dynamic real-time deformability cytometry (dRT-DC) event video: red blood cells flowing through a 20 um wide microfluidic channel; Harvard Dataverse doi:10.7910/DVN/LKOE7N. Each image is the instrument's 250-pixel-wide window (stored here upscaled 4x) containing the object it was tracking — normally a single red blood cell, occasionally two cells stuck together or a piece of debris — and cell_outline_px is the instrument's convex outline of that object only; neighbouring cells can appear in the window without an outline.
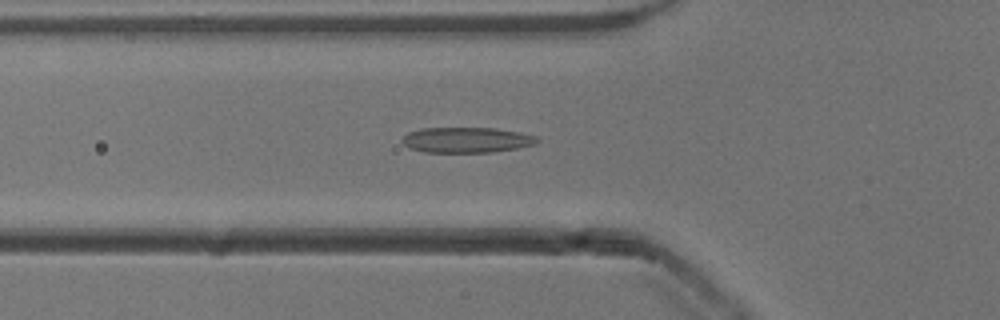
{"species": "common noctule bat (a hibernating species)", "species_latin": "Nyctalus noctula", "temperature_condition": "cold", "stored_images_in_passage": 38, "camera_frame_rate_fps": 3000, "um_per_image_px": 0.085, "animal": {"sex": "male", "body_mass_g": 13.3}, "frame": {"image": 1, "passage_image": 4, "time_ms": 1.0, "image_size_px": [1000, 320], "cell_outline_px": [[540, 140], [536, 144], [516, 148], [492, 152], [424, 152], [408, 148], [400, 140], [408, 132], [420, 128], [496, 128], [520, 132], [536, 136]], "centroid_in_image_um": [39.64, 11.89], "position_along_channel_um": 86.2, "area_um2": 20.11}}
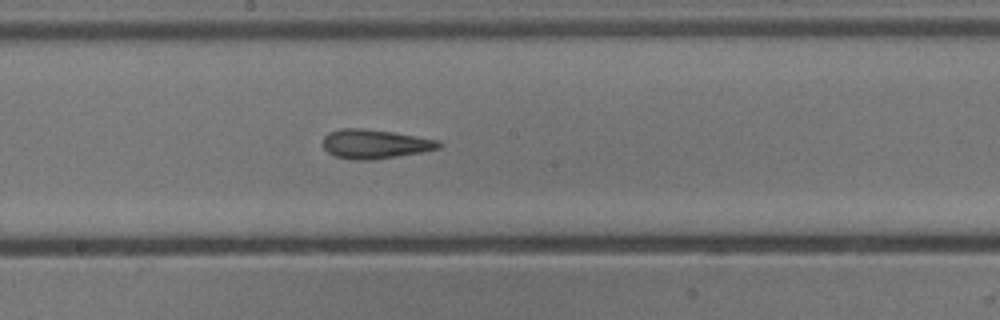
{"frame": {"image": 2, "passage_image": 14, "time_ms": 4.333, "image_size_px": [1000, 320], "cell_outline_px": [[444, 144], [440, 148], [420, 152], [372, 160], [356, 160], [336, 156], [328, 152], [324, 148], [324, 136], [328, 132], [340, 128], [364, 128], [392, 132], [440, 140]], "centroid_in_image_um": [31.88, 12.23], "position_along_channel_um": 216.3, "area_um2": 19.65}}
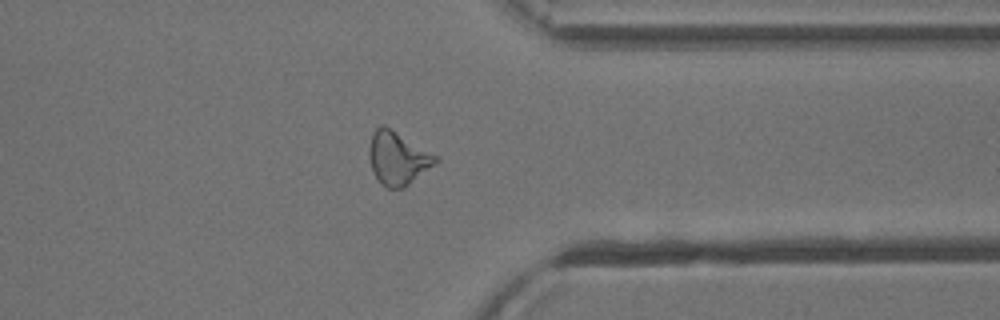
{"frame": {"image": 3, "passage_image": 27, "time_ms": 8.667, "image_size_px": [1000, 320], "cell_outline_px": [[440, 160], [436, 164], [404, 188], [388, 188], [380, 184], [372, 172], [368, 156], [368, 148], [372, 132], [380, 124], [384, 124], [436, 156]], "centroid_in_image_um": [33.76, 13.45], "position_along_channel_um": 377.6, "area_um2": 20.69}, "authors_computed_cell_mechanics": {"area_um2": 19.7387, "velocity_mm_per_s": 3.8754, "shape_relaxation_time_tau1_ms": 7.2976, "shape_relaxation_time_tau2_ms": 2.9182, "deformation_change_tau1": 0.1853, "deformation_change_tau2": 0.1272}}